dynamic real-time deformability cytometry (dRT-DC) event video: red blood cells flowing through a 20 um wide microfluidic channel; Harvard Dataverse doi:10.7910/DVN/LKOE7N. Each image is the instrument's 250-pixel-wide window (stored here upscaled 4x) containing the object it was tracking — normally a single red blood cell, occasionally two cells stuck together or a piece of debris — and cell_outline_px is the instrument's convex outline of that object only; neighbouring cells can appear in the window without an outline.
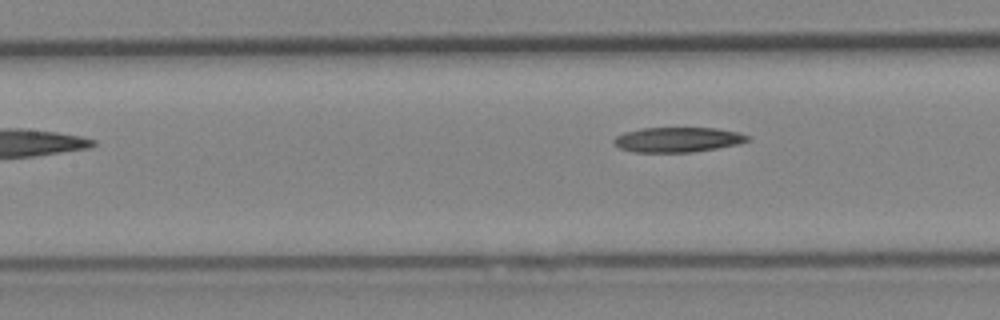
{"species": "Egyptian fruit bat (a non-hibernating species)", "species_latin": "Rousettus aegyptiacus", "temperature_condition": "cold", "stored_images_in_passage": 7, "camera_frame_rate_fps": 3000, "um_per_image_px": 0.085, "animal": {"sex": "female"}, "frame": {"image": 1, "passage_image": 6, "time_ms": 6.667, "image_size_px": [1000, 320], "cell_outline_px": [[752, 140], [740, 144], [692, 152], [632, 152], [620, 148], [612, 144], [612, 140], [616, 136], [624, 132], [640, 128], [716, 128], [736, 132], [752, 136]], "centroid_in_image_um": [57.6, 11.87], "position_along_channel_um": 149.8, "area_um2": 19.65}}
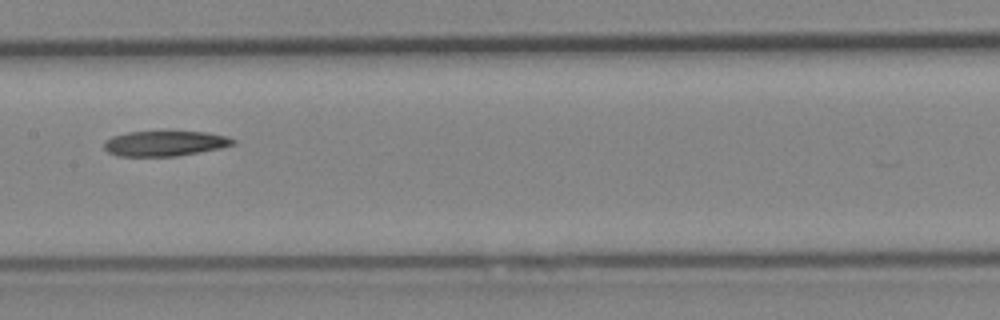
{"frame": {"image": 2, "passage_image": 7, "time_ms": 7.667, "image_size_px": [1000, 320], "cell_outline_px": [[236, 144], [220, 148], [176, 156], [120, 156], [108, 152], [104, 148], [104, 140], [112, 136], [128, 132], [164, 128], [168, 128], [208, 132], [228, 136], [236, 140]], "centroid_in_image_um": [14.04, 12.12], "position_along_channel_um": 193.4, "area_um2": 20.11}}